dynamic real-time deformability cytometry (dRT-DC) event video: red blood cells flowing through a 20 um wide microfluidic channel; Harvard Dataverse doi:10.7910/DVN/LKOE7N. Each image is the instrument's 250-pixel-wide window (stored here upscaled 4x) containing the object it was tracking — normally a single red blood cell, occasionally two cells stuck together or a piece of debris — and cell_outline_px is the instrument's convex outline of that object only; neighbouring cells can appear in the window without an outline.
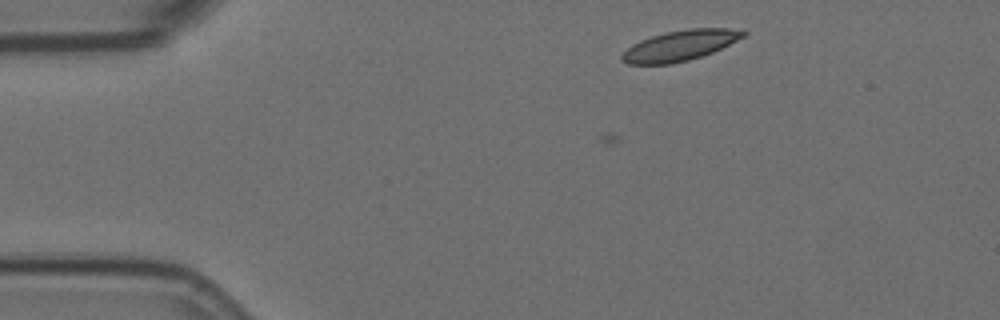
{"species": "Egyptian fruit bat (a non-hibernating species)", "species_latin": "Rousettus aegyptiacus", "temperature_condition": "room temperature", "stored_images_in_passage": 5, "camera_frame_rate_fps": 3000, "um_per_image_px": 0.085, "animal": {"sex": "female"}, "frame": {"image": 1, "passage_image": 2, "time_ms": 0.333, "image_size_px": [1000, 320], "cell_outline_px": [[748, 32], [744, 36], [712, 52], [688, 60], [672, 64], [628, 64], [620, 60], [620, 56], [632, 44], [640, 40], [664, 32], [692, 28], [744, 28]], "centroid_in_image_um": [57.8, 3.86], "position_along_channel_um": 27.2, "area_um2": 21.5}}
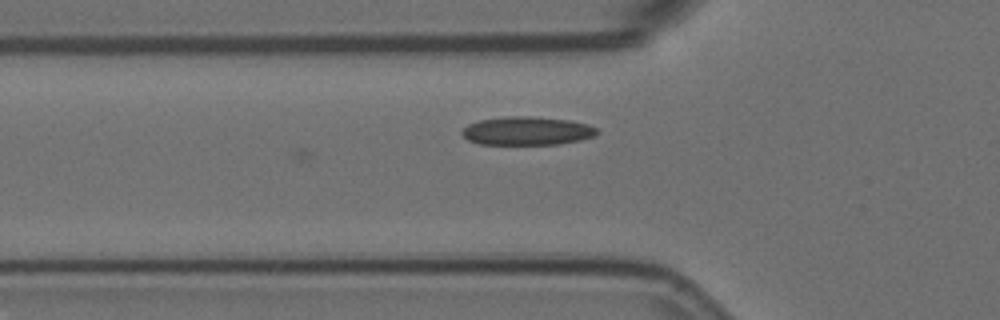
{"frame": {"image": 2, "passage_image": 5, "time_ms": 1.333, "image_size_px": [1000, 320], "cell_outline_px": [[600, 132], [596, 136], [580, 140], [556, 144], [480, 144], [468, 140], [460, 132], [468, 124], [480, 120], [508, 116], [532, 116], [568, 120], [588, 124], [596, 128]], "centroid_in_image_um": [44.81, 11.12], "position_along_channel_um": 81.0, "area_um2": 22.37}}